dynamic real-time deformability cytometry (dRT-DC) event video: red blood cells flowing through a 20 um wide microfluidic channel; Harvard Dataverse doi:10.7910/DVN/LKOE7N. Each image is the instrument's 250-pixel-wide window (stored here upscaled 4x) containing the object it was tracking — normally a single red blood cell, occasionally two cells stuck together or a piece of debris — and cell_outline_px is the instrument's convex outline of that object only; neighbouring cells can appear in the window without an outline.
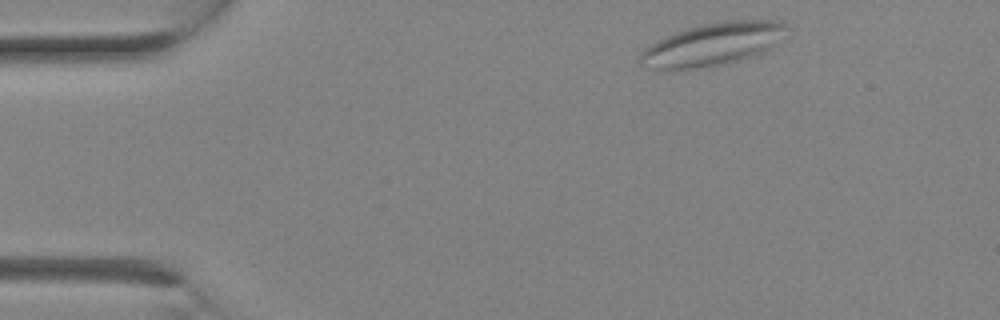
{"species": "Egyptian fruit bat (a non-hibernating species)", "species_latin": "Rousettus aegyptiacus", "temperature_condition": "room temperature", "stored_images_in_passage": 10, "camera_frame_rate_fps": 3000, "um_per_image_px": 0.085, "animal": {"sex": "female"}, "frame": {"image": 1, "passage_image": 1, "time_ms": 0.0, "image_size_px": [1000, 320], "cell_outline_px": [[788, 24], [772, 44], [764, 52], [756, 56], [728, 64], [672, 72], [648, 68], [640, 64], [636, 60], [640, 52], [644, 48], [656, 40], [676, 32], [688, 28], [704, 24], [724, 20], [780, 20]], "centroid_in_image_um": [60.45, 3.81], "position_along_channel_um": 24.6, "area_um2": 36.99}}
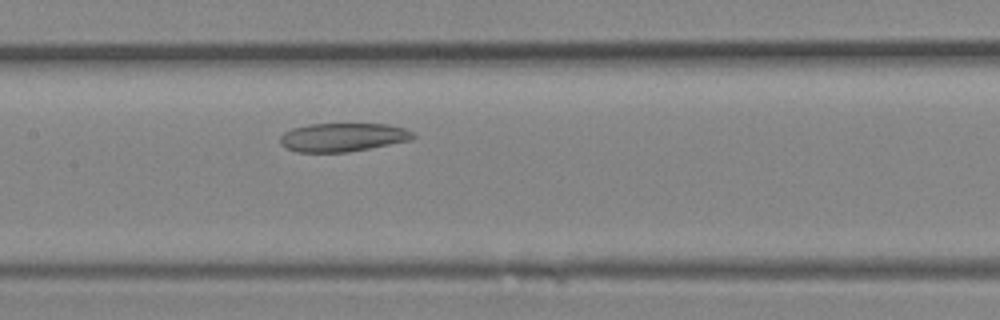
{"frame": {"image": 2, "passage_image": 10, "time_ms": 3.0, "image_size_px": [1000, 320], "cell_outline_px": [[416, 136], [412, 140], [348, 152], [296, 152], [284, 148], [280, 144], [280, 136], [284, 132], [292, 128], [308, 124], [388, 124], [404, 128], [412, 132]], "centroid_in_image_um": [29.11, 11.67], "position_along_channel_um": 178.3, "area_um2": 22.25}}